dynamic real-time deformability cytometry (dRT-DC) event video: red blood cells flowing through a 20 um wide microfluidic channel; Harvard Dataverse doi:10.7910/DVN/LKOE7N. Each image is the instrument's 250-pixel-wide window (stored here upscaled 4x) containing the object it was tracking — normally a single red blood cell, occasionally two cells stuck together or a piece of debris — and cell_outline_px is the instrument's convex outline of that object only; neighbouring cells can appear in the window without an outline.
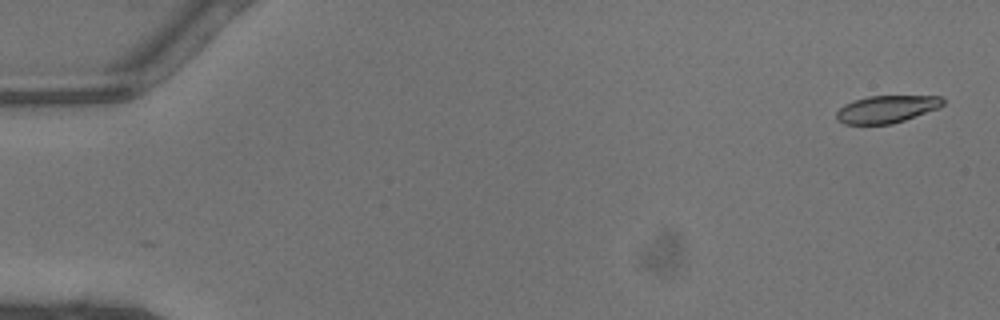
{"species": "common noctule bat (a hibernating species)", "species_latin": "Nyctalus noctula", "temperature_condition": "warm", "stored_images_in_passage": 46, "camera_frame_rate_fps": 3000, "um_per_image_px": 0.085, "animal": {"sex": "male", "body_mass_g": 13.3}, "frame": {"image": 1, "passage_image": 1, "time_ms": 0.0, "image_size_px": [1000, 320], "cell_outline_px": [[944, 104], [940, 108], [892, 124], [844, 124], [836, 120], [836, 112], [844, 104], [868, 96], [940, 96], [944, 100]], "centroid_in_image_um": [75.36, 9.28], "position_along_channel_um": 9.6, "area_um2": 16.99}}
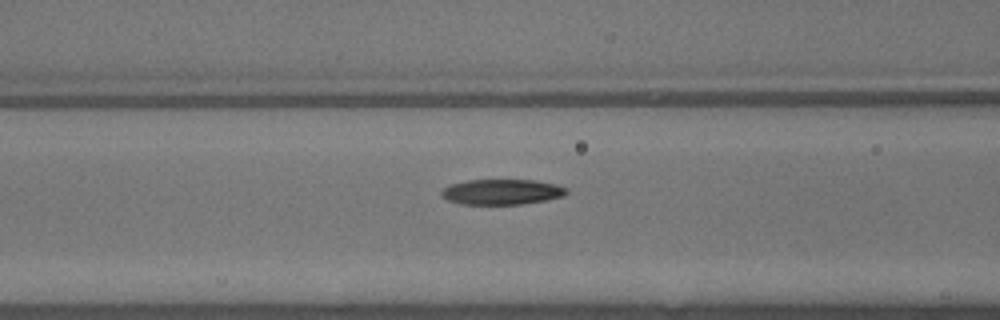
{"frame": {"image": 2, "passage_image": 19, "time_ms": 6.0, "image_size_px": [1000, 320], "cell_outline_px": [[568, 192], [564, 196], [544, 200], [520, 204], [460, 204], [448, 200], [440, 196], [440, 192], [444, 188], [452, 184], [468, 180], [536, 180], [556, 184], [568, 188]], "centroid_in_image_um": [42.66, 16.31], "position_along_channel_um": 123.9, "area_um2": 18.5}}
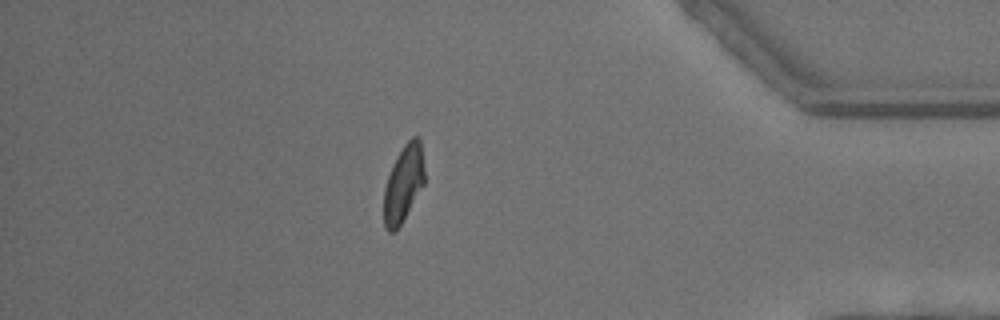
{"frame": {"image": 3, "passage_image": 40, "time_ms": 13.0, "image_size_px": [1000, 320], "cell_outline_px": [[424, 184], [396, 232], [388, 232], [384, 224], [384, 188], [388, 176], [396, 156], [404, 144], [412, 136], [420, 136], [424, 172]], "centroid_in_image_um": [34.29, 15.6], "position_along_channel_um": 400.9, "area_um2": 18.15}, "authors_computed_cell_mechanics": {"area_um2": 18.7272, "velocity_mm_per_s": 4.4918, "shape_relaxation_time_tau1_ms": 5.3671, "shape_relaxation_time_tau2_ms": 3.802, "deformation_change_tau1": 0.1945, "deformation_change_tau2": 0.1107}}